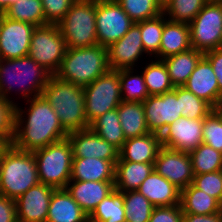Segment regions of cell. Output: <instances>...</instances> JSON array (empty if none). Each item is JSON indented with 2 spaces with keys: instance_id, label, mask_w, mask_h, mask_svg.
<instances>
[{
  "instance_id": "30",
  "label": "cell",
  "mask_w": 222,
  "mask_h": 222,
  "mask_svg": "<svg viewBox=\"0 0 222 222\" xmlns=\"http://www.w3.org/2000/svg\"><path fill=\"white\" fill-rule=\"evenodd\" d=\"M220 203L213 197L195 188L192 184L180 191V206L183 213L209 215L219 212Z\"/></svg>"
},
{
  "instance_id": "2",
  "label": "cell",
  "mask_w": 222,
  "mask_h": 222,
  "mask_svg": "<svg viewBox=\"0 0 222 222\" xmlns=\"http://www.w3.org/2000/svg\"><path fill=\"white\" fill-rule=\"evenodd\" d=\"M51 76L48 70L29 56L0 59V96L15 105L18 101L12 100L13 91L16 96L21 94L25 101L41 96Z\"/></svg>"
},
{
  "instance_id": "35",
  "label": "cell",
  "mask_w": 222,
  "mask_h": 222,
  "mask_svg": "<svg viewBox=\"0 0 222 222\" xmlns=\"http://www.w3.org/2000/svg\"><path fill=\"white\" fill-rule=\"evenodd\" d=\"M167 20L162 13L155 18L139 21L141 39L146 56H149L148 58L159 59L162 31Z\"/></svg>"
},
{
  "instance_id": "16",
  "label": "cell",
  "mask_w": 222,
  "mask_h": 222,
  "mask_svg": "<svg viewBox=\"0 0 222 222\" xmlns=\"http://www.w3.org/2000/svg\"><path fill=\"white\" fill-rule=\"evenodd\" d=\"M204 119L180 117L168 125L160 135L161 146L182 152H191L203 143Z\"/></svg>"
},
{
  "instance_id": "27",
  "label": "cell",
  "mask_w": 222,
  "mask_h": 222,
  "mask_svg": "<svg viewBox=\"0 0 222 222\" xmlns=\"http://www.w3.org/2000/svg\"><path fill=\"white\" fill-rule=\"evenodd\" d=\"M119 121L126 139L150 133L142 102L122 101L118 108Z\"/></svg>"
},
{
  "instance_id": "22",
  "label": "cell",
  "mask_w": 222,
  "mask_h": 222,
  "mask_svg": "<svg viewBox=\"0 0 222 222\" xmlns=\"http://www.w3.org/2000/svg\"><path fill=\"white\" fill-rule=\"evenodd\" d=\"M138 191L155 207L180 205V189L155 170L141 183Z\"/></svg>"
},
{
  "instance_id": "1",
  "label": "cell",
  "mask_w": 222,
  "mask_h": 222,
  "mask_svg": "<svg viewBox=\"0 0 222 222\" xmlns=\"http://www.w3.org/2000/svg\"><path fill=\"white\" fill-rule=\"evenodd\" d=\"M25 106L15 105L13 146L34 152L67 138L68 132L47 100L41 95L27 99ZM26 108V109H25Z\"/></svg>"
},
{
  "instance_id": "43",
  "label": "cell",
  "mask_w": 222,
  "mask_h": 222,
  "mask_svg": "<svg viewBox=\"0 0 222 222\" xmlns=\"http://www.w3.org/2000/svg\"><path fill=\"white\" fill-rule=\"evenodd\" d=\"M48 24H58L76 0H41Z\"/></svg>"
},
{
  "instance_id": "21",
  "label": "cell",
  "mask_w": 222,
  "mask_h": 222,
  "mask_svg": "<svg viewBox=\"0 0 222 222\" xmlns=\"http://www.w3.org/2000/svg\"><path fill=\"white\" fill-rule=\"evenodd\" d=\"M161 147L160 134L148 133L135 138L126 139L119 150L118 161L138 163H155Z\"/></svg>"
},
{
  "instance_id": "45",
  "label": "cell",
  "mask_w": 222,
  "mask_h": 222,
  "mask_svg": "<svg viewBox=\"0 0 222 222\" xmlns=\"http://www.w3.org/2000/svg\"><path fill=\"white\" fill-rule=\"evenodd\" d=\"M15 104L0 96V134H14Z\"/></svg>"
},
{
  "instance_id": "11",
  "label": "cell",
  "mask_w": 222,
  "mask_h": 222,
  "mask_svg": "<svg viewBox=\"0 0 222 222\" xmlns=\"http://www.w3.org/2000/svg\"><path fill=\"white\" fill-rule=\"evenodd\" d=\"M134 24L117 1L96 0V32L98 44L109 47L121 39Z\"/></svg>"
},
{
  "instance_id": "42",
  "label": "cell",
  "mask_w": 222,
  "mask_h": 222,
  "mask_svg": "<svg viewBox=\"0 0 222 222\" xmlns=\"http://www.w3.org/2000/svg\"><path fill=\"white\" fill-rule=\"evenodd\" d=\"M192 185L215 198L219 203L222 200V170L194 175Z\"/></svg>"
},
{
  "instance_id": "47",
  "label": "cell",
  "mask_w": 222,
  "mask_h": 222,
  "mask_svg": "<svg viewBox=\"0 0 222 222\" xmlns=\"http://www.w3.org/2000/svg\"><path fill=\"white\" fill-rule=\"evenodd\" d=\"M17 220L15 200L0 195V222Z\"/></svg>"
},
{
  "instance_id": "3",
  "label": "cell",
  "mask_w": 222,
  "mask_h": 222,
  "mask_svg": "<svg viewBox=\"0 0 222 222\" xmlns=\"http://www.w3.org/2000/svg\"><path fill=\"white\" fill-rule=\"evenodd\" d=\"M42 96L55 110L62 127L68 133L89 128L82 86L52 75L43 89Z\"/></svg>"
},
{
  "instance_id": "46",
  "label": "cell",
  "mask_w": 222,
  "mask_h": 222,
  "mask_svg": "<svg viewBox=\"0 0 222 222\" xmlns=\"http://www.w3.org/2000/svg\"><path fill=\"white\" fill-rule=\"evenodd\" d=\"M204 57L209 61L213 68L217 77L219 92L222 96V48L206 52L204 53Z\"/></svg>"
},
{
  "instance_id": "40",
  "label": "cell",
  "mask_w": 222,
  "mask_h": 222,
  "mask_svg": "<svg viewBox=\"0 0 222 222\" xmlns=\"http://www.w3.org/2000/svg\"><path fill=\"white\" fill-rule=\"evenodd\" d=\"M177 99H180L182 117L205 119L213 108L204 100L196 97L183 86H177Z\"/></svg>"
},
{
  "instance_id": "31",
  "label": "cell",
  "mask_w": 222,
  "mask_h": 222,
  "mask_svg": "<svg viewBox=\"0 0 222 222\" xmlns=\"http://www.w3.org/2000/svg\"><path fill=\"white\" fill-rule=\"evenodd\" d=\"M89 128L119 150L123 147V144L126 141L119 121L117 108L105 112L103 115L96 118L90 124Z\"/></svg>"
},
{
  "instance_id": "54",
  "label": "cell",
  "mask_w": 222,
  "mask_h": 222,
  "mask_svg": "<svg viewBox=\"0 0 222 222\" xmlns=\"http://www.w3.org/2000/svg\"><path fill=\"white\" fill-rule=\"evenodd\" d=\"M207 2H222V0H206Z\"/></svg>"
},
{
  "instance_id": "37",
  "label": "cell",
  "mask_w": 222,
  "mask_h": 222,
  "mask_svg": "<svg viewBox=\"0 0 222 222\" xmlns=\"http://www.w3.org/2000/svg\"><path fill=\"white\" fill-rule=\"evenodd\" d=\"M206 3V0H169L163 6V14L170 21L189 24Z\"/></svg>"
},
{
  "instance_id": "53",
  "label": "cell",
  "mask_w": 222,
  "mask_h": 222,
  "mask_svg": "<svg viewBox=\"0 0 222 222\" xmlns=\"http://www.w3.org/2000/svg\"><path fill=\"white\" fill-rule=\"evenodd\" d=\"M219 212H220L221 215H222V200H221L220 205H219Z\"/></svg>"
},
{
  "instance_id": "17",
  "label": "cell",
  "mask_w": 222,
  "mask_h": 222,
  "mask_svg": "<svg viewBox=\"0 0 222 222\" xmlns=\"http://www.w3.org/2000/svg\"><path fill=\"white\" fill-rule=\"evenodd\" d=\"M68 140L73 150V158H99L112 161L119 159V149L108 143L90 128L68 133Z\"/></svg>"
},
{
  "instance_id": "12",
  "label": "cell",
  "mask_w": 222,
  "mask_h": 222,
  "mask_svg": "<svg viewBox=\"0 0 222 222\" xmlns=\"http://www.w3.org/2000/svg\"><path fill=\"white\" fill-rule=\"evenodd\" d=\"M142 104L146 124L151 133L161 135L168 125L182 117L177 87L161 95L149 96Z\"/></svg>"
},
{
  "instance_id": "13",
  "label": "cell",
  "mask_w": 222,
  "mask_h": 222,
  "mask_svg": "<svg viewBox=\"0 0 222 222\" xmlns=\"http://www.w3.org/2000/svg\"><path fill=\"white\" fill-rule=\"evenodd\" d=\"M108 65L111 70L141 67L139 62L148 59L141 39L139 22H134L129 31L108 48ZM139 61V62H138Z\"/></svg>"
},
{
  "instance_id": "39",
  "label": "cell",
  "mask_w": 222,
  "mask_h": 222,
  "mask_svg": "<svg viewBox=\"0 0 222 222\" xmlns=\"http://www.w3.org/2000/svg\"><path fill=\"white\" fill-rule=\"evenodd\" d=\"M116 1L135 23L155 18L163 13V6L157 0Z\"/></svg>"
},
{
  "instance_id": "8",
  "label": "cell",
  "mask_w": 222,
  "mask_h": 222,
  "mask_svg": "<svg viewBox=\"0 0 222 222\" xmlns=\"http://www.w3.org/2000/svg\"><path fill=\"white\" fill-rule=\"evenodd\" d=\"M85 115L89 125L105 112L118 108L122 102L118 70L109 69L95 81L83 87Z\"/></svg>"
},
{
  "instance_id": "28",
  "label": "cell",
  "mask_w": 222,
  "mask_h": 222,
  "mask_svg": "<svg viewBox=\"0 0 222 222\" xmlns=\"http://www.w3.org/2000/svg\"><path fill=\"white\" fill-rule=\"evenodd\" d=\"M203 56L202 52L190 48L187 51L163 59L174 87L183 86L187 82Z\"/></svg>"
},
{
  "instance_id": "26",
  "label": "cell",
  "mask_w": 222,
  "mask_h": 222,
  "mask_svg": "<svg viewBox=\"0 0 222 222\" xmlns=\"http://www.w3.org/2000/svg\"><path fill=\"white\" fill-rule=\"evenodd\" d=\"M190 48L189 24L167 20L162 31L159 59L163 60Z\"/></svg>"
},
{
  "instance_id": "18",
  "label": "cell",
  "mask_w": 222,
  "mask_h": 222,
  "mask_svg": "<svg viewBox=\"0 0 222 222\" xmlns=\"http://www.w3.org/2000/svg\"><path fill=\"white\" fill-rule=\"evenodd\" d=\"M55 188L38 183L15 200L17 220L46 222L52 193Z\"/></svg>"
},
{
  "instance_id": "24",
  "label": "cell",
  "mask_w": 222,
  "mask_h": 222,
  "mask_svg": "<svg viewBox=\"0 0 222 222\" xmlns=\"http://www.w3.org/2000/svg\"><path fill=\"white\" fill-rule=\"evenodd\" d=\"M70 180L114 181L115 164L99 158H73Z\"/></svg>"
},
{
  "instance_id": "15",
  "label": "cell",
  "mask_w": 222,
  "mask_h": 222,
  "mask_svg": "<svg viewBox=\"0 0 222 222\" xmlns=\"http://www.w3.org/2000/svg\"><path fill=\"white\" fill-rule=\"evenodd\" d=\"M36 26L2 16L0 26V59L28 56L32 33Z\"/></svg>"
},
{
  "instance_id": "49",
  "label": "cell",
  "mask_w": 222,
  "mask_h": 222,
  "mask_svg": "<svg viewBox=\"0 0 222 222\" xmlns=\"http://www.w3.org/2000/svg\"><path fill=\"white\" fill-rule=\"evenodd\" d=\"M14 134H0V161L5 153L13 146Z\"/></svg>"
},
{
  "instance_id": "25",
  "label": "cell",
  "mask_w": 222,
  "mask_h": 222,
  "mask_svg": "<svg viewBox=\"0 0 222 222\" xmlns=\"http://www.w3.org/2000/svg\"><path fill=\"white\" fill-rule=\"evenodd\" d=\"M154 171V163L117 161L114 188L119 192L136 191Z\"/></svg>"
},
{
  "instance_id": "41",
  "label": "cell",
  "mask_w": 222,
  "mask_h": 222,
  "mask_svg": "<svg viewBox=\"0 0 222 222\" xmlns=\"http://www.w3.org/2000/svg\"><path fill=\"white\" fill-rule=\"evenodd\" d=\"M202 130L203 143L222 152V120L214 110L205 117Z\"/></svg>"
},
{
  "instance_id": "29",
  "label": "cell",
  "mask_w": 222,
  "mask_h": 222,
  "mask_svg": "<svg viewBox=\"0 0 222 222\" xmlns=\"http://www.w3.org/2000/svg\"><path fill=\"white\" fill-rule=\"evenodd\" d=\"M149 61L145 60V66L139 68L142 69V75L146 84L149 96L161 95L163 93L172 91L175 87L170 80L168 70L163 60L149 58ZM149 62V63H147Z\"/></svg>"
},
{
  "instance_id": "6",
  "label": "cell",
  "mask_w": 222,
  "mask_h": 222,
  "mask_svg": "<svg viewBox=\"0 0 222 222\" xmlns=\"http://www.w3.org/2000/svg\"><path fill=\"white\" fill-rule=\"evenodd\" d=\"M58 26L67 48L97 45L96 0H76Z\"/></svg>"
},
{
  "instance_id": "50",
  "label": "cell",
  "mask_w": 222,
  "mask_h": 222,
  "mask_svg": "<svg viewBox=\"0 0 222 222\" xmlns=\"http://www.w3.org/2000/svg\"><path fill=\"white\" fill-rule=\"evenodd\" d=\"M18 0H0V12L4 13L10 5L14 4Z\"/></svg>"
},
{
  "instance_id": "20",
  "label": "cell",
  "mask_w": 222,
  "mask_h": 222,
  "mask_svg": "<svg viewBox=\"0 0 222 222\" xmlns=\"http://www.w3.org/2000/svg\"><path fill=\"white\" fill-rule=\"evenodd\" d=\"M65 189L87 215H90L97 205L115 190L114 181L76 180H70Z\"/></svg>"
},
{
  "instance_id": "33",
  "label": "cell",
  "mask_w": 222,
  "mask_h": 222,
  "mask_svg": "<svg viewBox=\"0 0 222 222\" xmlns=\"http://www.w3.org/2000/svg\"><path fill=\"white\" fill-rule=\"evenodd\" d=\"M136 70H118L122 101L144 102L149 97L141 69Z\"/></svg>"
},
{
  "instance_id": "19",
  "label": "cell",
  "mask_w": 222,
  "mask_h": 222,
  "mask_svg": "<svg viewBox=\"0 0 222 222\" xmlns=\"http://www.w3.org/2000/svg\"><path fill=\"white\" fill-rule=\"evenodd\" d=\"M183 87L207 102L212 108L222 101L217 77L211 64L204 56L197 63Z\"/></svg>"
},
{
  "instance_id": "38",
  "label": "cell",
  "mask_w": 222,
  "mask_h": 222,
  "mask_svg": "<svg viewBox=\"0 0 222 222\" xmlns=\"http://www.w3.org/2000/svg\"><path fill=\"white\" fill-rule=\"evenodd\" d=\"M122 193L126 222H148L155 206L138 190Z\"/></svg>"
},
{
  "instance_id": "55",
  "label": "cell",
  "mask_w": 222,
  "mask_h": 222,
  "mask_svg": "<svg viewBox=\"0 0 222 222\" xmlns=\"http://www.w3.org/2000/svg\"><path fill=\"white\" fill-rule=\"evenodd\" d=\"M2 16H3V13L0 12V26H1Z\"/></svg>"
},
{
  "instance_id": "51",
  "label": "cell",
  "mask_w": 222,
  "mask_h": 222,
  "mask_svg": "<svg viewBox=\"0 0 222 222\" xmlns=\"http://www.w3.org/2000/svg\"><path fill=\"white\" fill-rule=\"evenodd\" d=\"M213 110L218 114V116L222 120V101L216 107H214Z\"/></svg>"
},
{
  "instance_id": "36",
  "label": "cell",
  "mask_w": 222,
  "mask_h": 222,
  "mask_svg": "<svg viewBox=\"0 0 222 222\" xmlns=\"http://www.w3.org/2000/svg\"><path fill=\"white\" fill-rule=\"evenodd\" d=\"M193 173L200 175L222 170V152L202 143L189 152Z\"/></svg>"
},
{
  "instance_id": "23",
  "label": "cell",
  "mask_w": 222,
  "mask_h": 222,
  "mask_svg": "<svg viewBox=\"0 0 222 222\" xmlns=\"http://www.w3.org/2000/svg\"><path fill=\"white\" fill-rule=\"evenodd\" d=\"M89 215L66 189H55L49 204L46 222H88Z\"/></svg>"
},
{
  "instance_id": "34",
  "label": "cell",
  "mask_w": 222,
  "mask_h": 222,
  "mask_svg": "<svg viewBox=\"0 0 222 222\" xmlns=\"http://www.w3.org/2000/svg\"><path fill=\"white\" fill-rule=\"evenodd\" d=\"M3 14L9 19L30 23L36 27L48 24L41 0H18Z\"/></svg>"
},
{
  "instance_id": "14",
  "label": "cell",
  "mask_w": 222,
  "mask_h": 222,
  "mask_svg": "<svg viewBox=\"0 0 222 222\" xmlns=\"http://www.w3.org/2000/svg\"><path fill=\"white\" fill-rule=\"evenodd\" d=\"M154 170L180 190L192 184L194 178L189 153L164 146L158 151Z\"/></svg>"
},
{
  "instance_id": "48",
  "label": "cell",
  "mask_w": 222,
  "mask_h": 222,
  "mask_svg": "<svg viewBox=\"0 0 222 222\" xmlns=\"http://www.w3.org/2000/svg\"><path fill=\"white\" fill-rule=\"evenodd\" d=\"M183 222H222V215L220 212L209 215L183 213Z\"/></svg>"
},
{
  "instance_id": "4",
  "label": "cell",
  "mask_w": 222,
  "mask_h": 222,
  "mask_svg": "<svg viewBox=\"0 0 222 222\" xmlns=\"http://www.w3.org/2000/svg\"><path fill=\"white\" fill-rule=\"evenodd\" d=\"M108 70V49L97 44L90 47L67 48L55 75L61 80L84 87Z\"/></svg>"
},
{
  "instance_id": "7",
  "label": "cell",
  "mask_w": 222,
  "mask_h": 222,
  "mask_svg": "<svg viewBox=\"0 0 222 222\" xmlns=\"http://www.w3.org/2000/svg\"><path fill=\"white\" fill-rule=\"evenodd\" d=\"M39 183L55 189H65L70 181L73 150L68 138L47 145L33 152Z\"/></svg>"
},
{
  "instance_id": "44",
  "label": "cell",
  "mask_w": 222,
  "mask_h": 222,
  "mask_svg": "<svg viewBox=\"0 0 222 222\" xmlns=\"http://www.w3.org/2000/svg\"><path fill=\"white\" fill-rule=\"evenodd\" d=\"M148 222H183L180 205L154 207Z\"/></svg>"
},
{
  "instance_id": "52",
  "label": "cell",
  "mask_w": 222,
  "mask_h": 222,
  "mask_svg": "<svg viewBox=\"0 0 222 222\" xmlns=\"http://www.w3.org/2000/svg\"><path fill=\"white\" fill-rule=\"evenodd\" d=\"M162 6L167 3L169 0H157Z\"/></svg>"
},
{
  "instance_id": "9",
  "label": "cell",
  "mask_w": 222,
  "mask_h": 222,
  "mask_svg": "<svg viewBox=\"0 0 222 222\" xmlns=\"http://www.w3.org/2000/svg\"><path fill=\"white\" fill-rule=\"evenodd\" d=\"M66 50V42L58 24H47L34 29L28 56L55 75L62 64Z\"/></svg>"
},
{
  "instance_id": "10",
  "label": "cell",
  "mask_w": 222,
  "mask_h": 222,
  "mask_svg": "<svg viewBox=\"0 0 222 222\" xmlns=\"http://www.w3.org/2000/svg\"><path fill=\"white\" fill-rule=\"evenodd\" d=\"M191 48L203 54L222 48V2H207L189 23Z\"/></svg>"
},
{
  "instance_id": "5",
  "label": "cell",
  "mask_w": 222,
  "mask_h": 222,
  "mask_svg": "<svg viewBox=\"0 0 222 222\" xmlns=\"http://www.w3.org/2000/svg\"><path fill=\"white\" fill-rule=\"evenodd\" d=\"M39 183L33 152L12 146L0 161V195L16 200Z\"/></svg>"
},
{
  "instance_id": "32",
  "label": "cell",
  "mask_w": 222,
  "mask_h": 222,
  "mask_svg": "<svg viewBox=\"0 0 222 222\" xmlns=\"http://www.w3.org/2000/svg\"><path fill=\"white\" fill-rule=\"evenodd\" d=\"M91 222H126L123 193L117 190L104 198L89 215Z\"/></svg>"
}]
</instances>
